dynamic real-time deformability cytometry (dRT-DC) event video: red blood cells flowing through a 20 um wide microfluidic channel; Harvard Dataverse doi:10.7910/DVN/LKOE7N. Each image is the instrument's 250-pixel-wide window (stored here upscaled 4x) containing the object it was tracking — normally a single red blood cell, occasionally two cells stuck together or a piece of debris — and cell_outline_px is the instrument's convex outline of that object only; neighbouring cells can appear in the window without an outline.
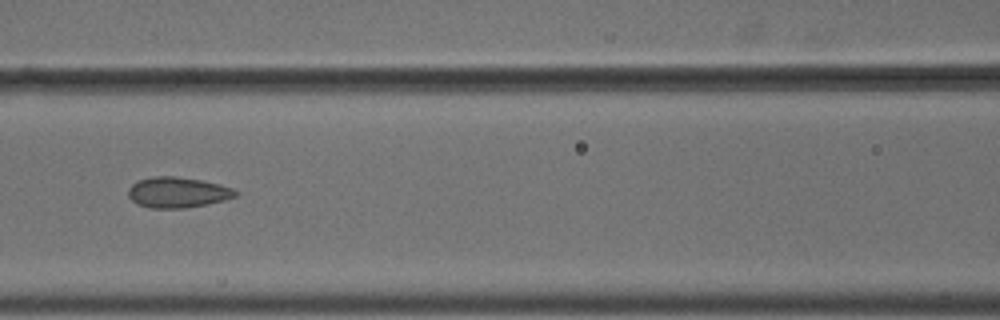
{"species": "common noctule bat (a hibernating species)", "species_latin": "Nyctalus noctula", "temperature_condition": "cold", "stored_images_in_passage": 8, "camera_frame_rate_fps": 3000, "um_per_image_px": 0.085, "animal": {"sex": "male", "body_mass_g": 18.8}, "frame": {"image": 1, "passage_image": 8, "time_ms": 2.333, "image_size_px": [1000, 320], "cell_outline_px": [[240, 192], [236, 196], [224, 200], [208, 204], [184, 208], [148, 208], [136, 204], [128, 196], [128, 188], [132, 184], [140, 180], [152, 176], [176, 176], [200, 180], [220, 184], [232, 188]], "centroid_in_image_um": [15.09, 16.36], "position_along_channel_um": 151.5, "area_um2": 19.25}}